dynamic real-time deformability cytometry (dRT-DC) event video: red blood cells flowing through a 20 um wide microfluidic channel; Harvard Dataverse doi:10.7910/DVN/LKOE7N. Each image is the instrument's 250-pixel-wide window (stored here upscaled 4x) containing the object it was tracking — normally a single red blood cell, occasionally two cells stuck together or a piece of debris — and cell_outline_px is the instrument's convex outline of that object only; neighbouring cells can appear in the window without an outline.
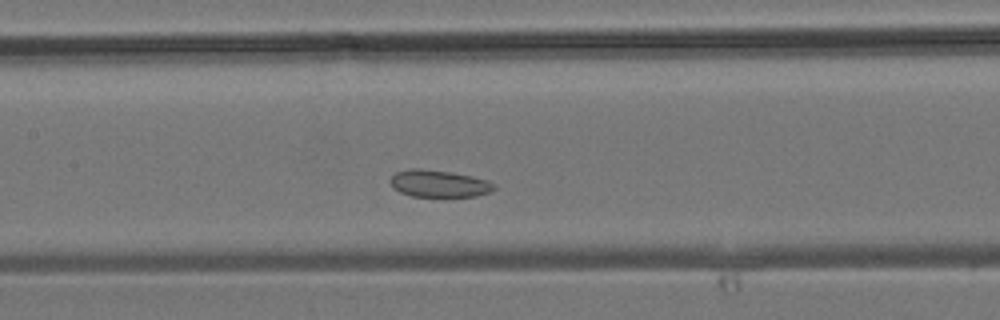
{"species": "common noctule bat (a hibernating species)", "species_latin": "Nyctalus noctula", "temperature_condition": "room temperature", "stored_images_in_passage": 28, "camera_frame_rate_fps": 3000, "um_per_image_px": 0.085, "animal": {"sex": "male", "body_mass_g": 19.2, "forearm_length_mm": 51.8}, "frame": {"image": 1, "passage_image": 14, "time_ms": 4.333, "image_size_px": [1000, 320], "cell_outline_px": [[496, 188], [488, 192], [476, 196], [412, 196], [400, 192], [392, 188], [392, 176], [396, 172], [408, 168], [420, 168], [452, 172], [472, 176], [488, 180], [496, 184]], "centroid_in_image_um": [37.32, 15.59], "position_along_channel_um": 170.1, "area_um2": 16.36}}
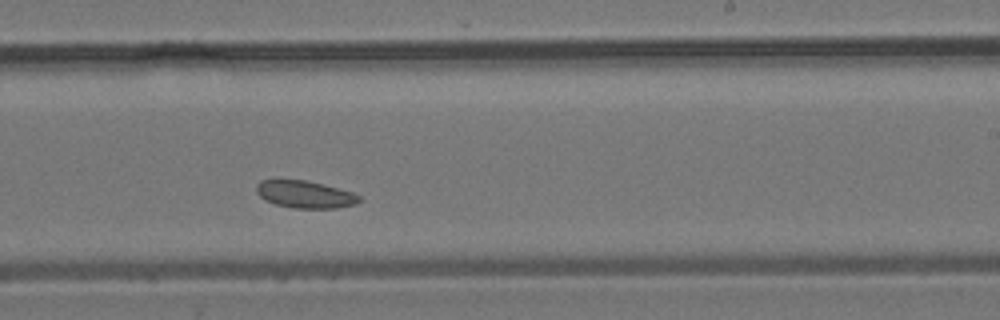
{"frame": {"image": 2, "passage_image": 20, "time_ms": 6.333, "image_size_px": [1000, 320], "cell_outline_px": [[360, 200], [356, 204], [336, 208], [292, 208], [276, 204], [264, 200], [256, 192], [256, 184], [260, 180], [304, 180], [324, 184], [352, 192], [360, 196]], "centroid_in_image_um": [25.91, 16.52], "position_along_channel_um": 263.1, "area_um2": 16.36}}
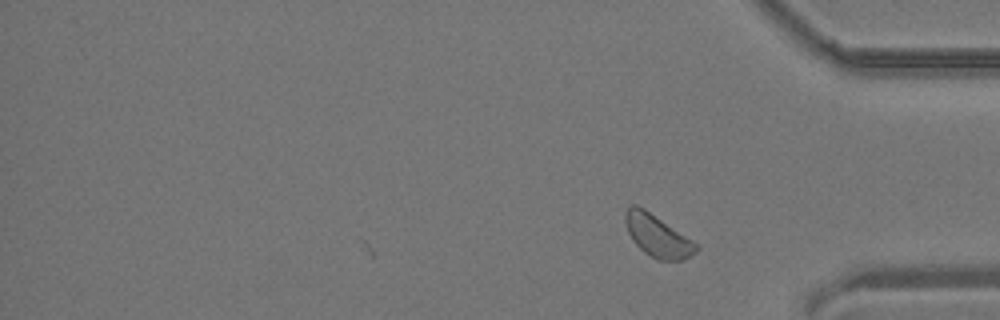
{"frame": {"image": 3, "passage_image": 28, "time_ms": 9.0, "image_size_px": [1000, 320], "cell_outline_px": [[700, 248], [696, 252], [680, 260], [656, 260], [644, 252], [632, 240], [628, 232], [624, 220], [624, 212], [632, 204], [636, 204], [644, 208], [700, 244]], "centroid_in_image_um": [55.89, 20.03], "position_along_channel_um": 379.3, "area_um2": 17.51}}